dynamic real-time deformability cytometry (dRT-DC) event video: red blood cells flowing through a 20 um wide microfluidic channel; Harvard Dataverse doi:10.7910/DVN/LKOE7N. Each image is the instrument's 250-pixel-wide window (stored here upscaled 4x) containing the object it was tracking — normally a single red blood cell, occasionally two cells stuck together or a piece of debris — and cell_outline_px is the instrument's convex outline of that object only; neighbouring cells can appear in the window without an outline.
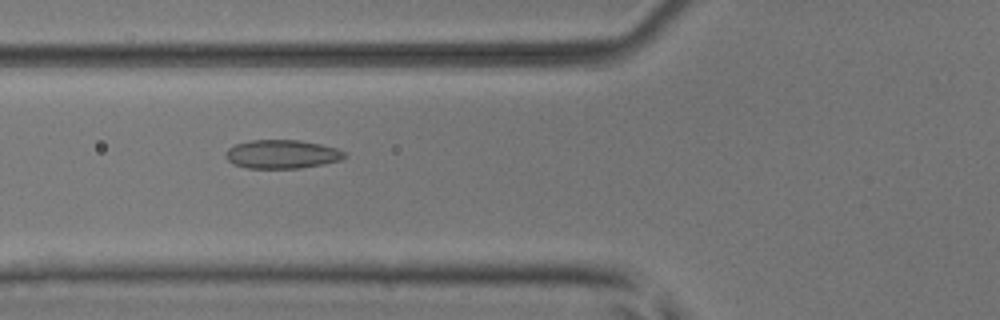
{"species": "common noctule bat (a hibernating species)", "species_latin": "Nyctalus noctula", "temperature_condition": "room temperature", "stored_images_in_passage": 51, "camera_frame_rate_fps": 3000, "um_per_image_px": 0.085, "animal": {"sex": "male", "body_mass_g": 17.9, "forearm_length_mm": 54.2}, "frame": {"image": 1, "passage_image": 20, "time_ms": 6.333, "image_size_px": [1000, 320], "cell_outline_px": [[348, 156], [340, 160], [324, 164], [300, 168], [248, 168], [232, 164], [224, 156], [224, 152], [228, 148], [236, 144], [252, 140], [300, 140], [320, 144], [336, 148], [344, 152]], "centroid_in_image_um": [23.95, 13.11], "position_along_channel_um": 101.9, "area_um2": 19.94}}
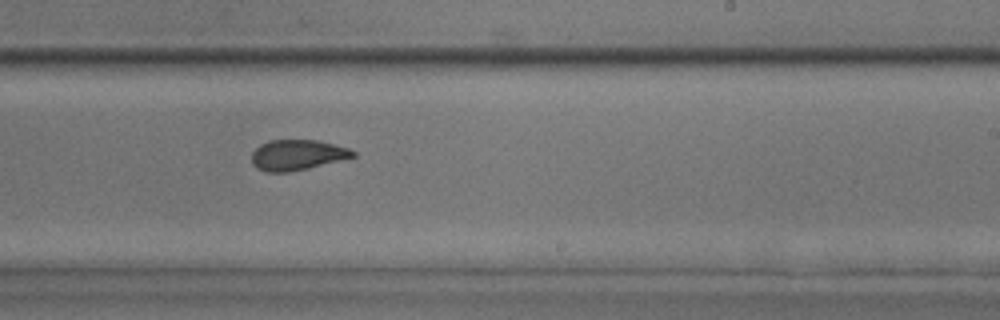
{"frame": {"image": 2, "passage_image": 32, "time_ms": 10.333, "image_size_px": [1000, 320], "cell_outline_px": [[356, 156], [308, 168], [288, 172], [264, 172], [256, 168], [252, 164], [252, 152], [260, 144], [268, 140], [320, 140], [348, 148], [356, 152]], "centroid_in_image_um": [25.24, 13.17], "position_along_channel_um": 263.8, "area_um2": 18.03}}
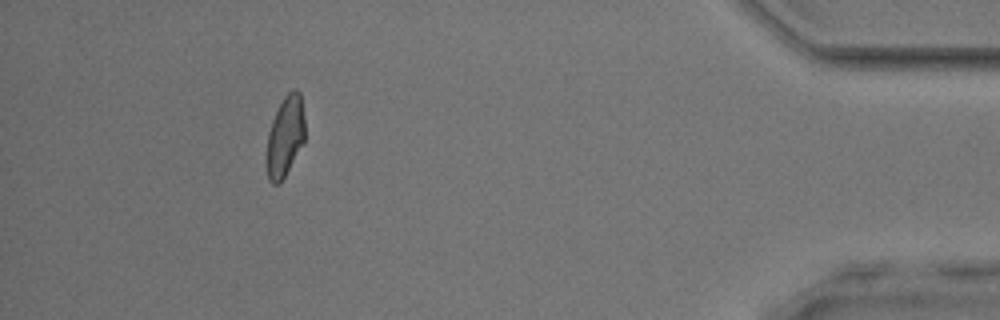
{"frame": {"image": 3, "passage_image": 47, "time_ms": 15.333, "image_size_px": [1000, 320], "cell_outline_px": [[304, 144], [280, 184], [272, 184], [268, 180], [264, 164], [264, 156], [268, 132], [272, 120], [284, 96], [292, 88], [296, 88], [300, 92], [304, 116]], "centroid_in_image_um": [24.2, 11.66], "position_along_channel_um": 411.0, "area_um2": 18.67}, "authors_computed_cell_mechanics": {"area_um2": 18.785, "velocity_mm_per_s": 4.0627, "shape_relaxation_time_tau1_ms": null, "shape_relaxation_time_tau2_ms": 1.6186, "deformation_change_tau1": null, "deformation_change_tau2": 0.0894}}